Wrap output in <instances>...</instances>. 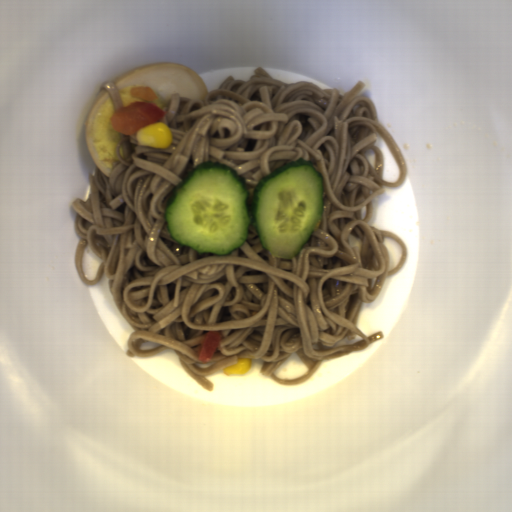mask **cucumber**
I'll return each mask as SVG.
<instances>
[{
    "instance_id": "obj_1",
    "label": "cucumber",
    "mask_w": 512,
    "mask_h": 512,
    "mask_svg": "<svg viewBox=\"0 0 512 512\" xmlns=\"http://www.w3.org/2000/svg\"><path fill=\"white\" fill-rule=\"evenodd\" d=\"M323 179L303 157L274 170L250 194L227 165L207 161L173 187L165 207L171 237L199 255H227L245 244L249 225L271 255L293 259L316 228L324 209Z\"/></svg>"
}]
</instances>
